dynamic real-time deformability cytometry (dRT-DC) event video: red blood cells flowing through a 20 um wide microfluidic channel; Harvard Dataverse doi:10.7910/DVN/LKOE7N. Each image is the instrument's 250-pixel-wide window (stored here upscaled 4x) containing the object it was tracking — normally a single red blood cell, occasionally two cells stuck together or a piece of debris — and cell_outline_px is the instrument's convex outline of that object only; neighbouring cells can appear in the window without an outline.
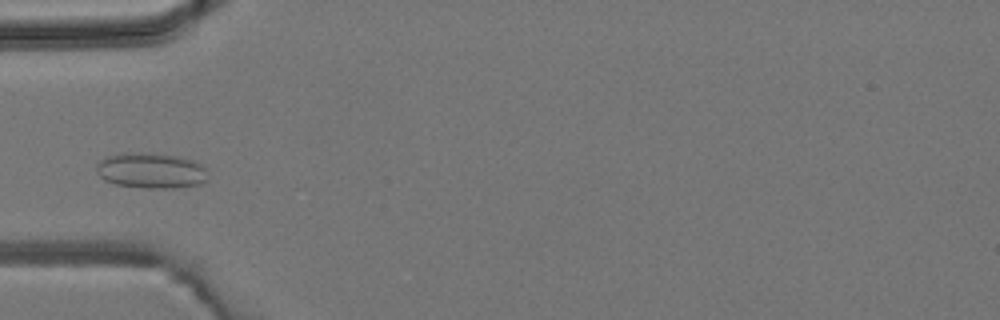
{"species": "common noctule bat (a hibernating species)", "species_latin": "Nyctalus noctula", "temperature_condition": "room temperature", "stored_images_in_passage": 1, "camera_frame_rate_fps": 3000, "um_per_image_px": 0.085, "animal": {"sex": "male", "body_mass_g": 19.2, "forearm_length_mm": 51.8}, "frame": {"image": 1, "passage_image": 1, "time_ms": 0.0, "image_size_px": [1000, 320], "cell_outline_px": [[208, 180], [200, 184], [176, 188], [148, 188], [116, 184], [104, 180], [96, 172], [96, 164], [100, 160], [108, 156], [124, 152], [140, 152], [176, 156], [192, 160], [204, 164]], "centroid_in_image_um": [12.84, 14.5], "position_along_channel_um": 72.2, "area_um2": 23.24}}